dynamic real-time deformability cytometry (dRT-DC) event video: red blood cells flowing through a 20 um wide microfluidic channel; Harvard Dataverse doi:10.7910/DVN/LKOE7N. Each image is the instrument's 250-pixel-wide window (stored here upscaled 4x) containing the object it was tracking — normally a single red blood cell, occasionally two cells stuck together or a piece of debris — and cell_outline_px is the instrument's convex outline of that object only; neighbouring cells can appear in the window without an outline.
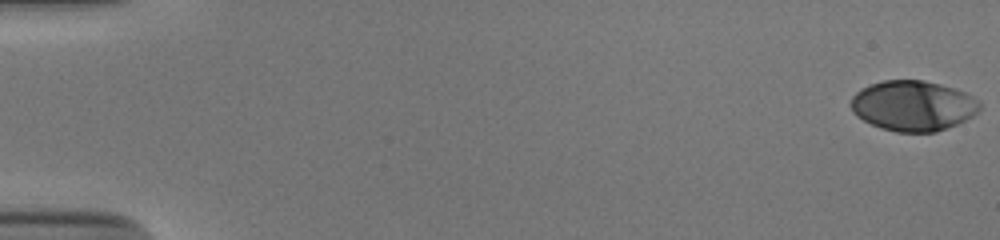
{"species": "human", "species_latin": "Homo sapiens", "temperature_condition": "cold", "stored_images_in_passage": 54, "camera_frame_rate_fps": 3000, "um_per_image_px": 0.085, "donor": {"sex": "male"}, "frame": {"image": 1, "passage_image": 1, "time_ms": 0.0, "image_size_px": [1000, 240], "cell_outline_px": [[980, 108], [972, 116], [948, 128], [936, 132], [896, 132], [880, 128], [856, 116], [852, 112], [848, 104], [852, 96], [860, 88], [868, 84], [884, 80], [924, 80], [940, 84], [964, 92], [980, 100]], "centroid_in_image_um": [77.56, 8.98], "position_along_channel_um": 7.4, "area_um2": 38.03}}
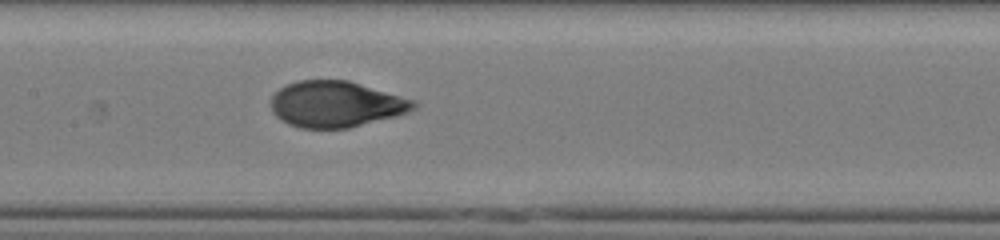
{"frame": {"image": 2, "passage_image": 28, "time_ms": 9.0, "image_size_px": [1000, 240], "cell_outline_px": [[416, 108], [396, 116], [348, 128], [300, 128], [288, 124], [280, 120], [272, 112], [272, 96], [280, 88], [288, 84], [300, 80], [348, 80], [416, 100]], "centroid_in_image_um": [28.56, 8.86], "position_along_channel_um": 178.8, "area_um2": 38.21}}
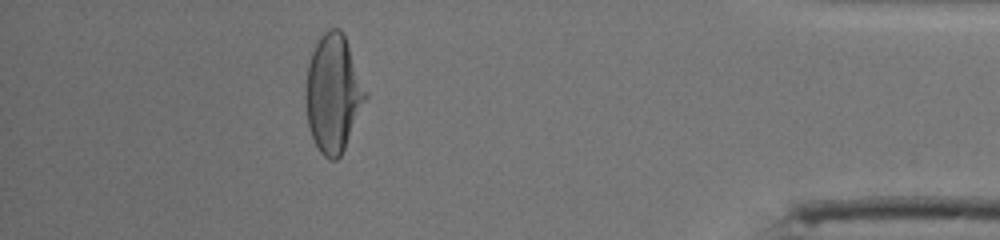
{"frame": {"image": 3, "passage_image": 49, "time_ms": 16.0, "image_size_px": [1000, 240], "cell_outline_px": [[368, 96], [344, 148], [340, 156], [336, 160], [328, 160], [320, 152], [312, 136], [308, 124], [304, 100], [304, 92], [308, 64], [316, 40], [328, 28], [340, 28], [344, 36], [368, 92]], "centroid_in_image_um": [28.3, 7.93], "position_along_channel_um": 406.9, "area_um2": 41.04}, "authors_computed_cell_mechanics": {"area_um2": 38.4948, "velocity_mm_per_s": 3.8703, "shape_relaxation_time_tau1_ms": 4.1452, "shape_relaxation_time_tau2_ms": null, "deformation_change_tau1": 0.1992, "deformation_change_tau2": null}}